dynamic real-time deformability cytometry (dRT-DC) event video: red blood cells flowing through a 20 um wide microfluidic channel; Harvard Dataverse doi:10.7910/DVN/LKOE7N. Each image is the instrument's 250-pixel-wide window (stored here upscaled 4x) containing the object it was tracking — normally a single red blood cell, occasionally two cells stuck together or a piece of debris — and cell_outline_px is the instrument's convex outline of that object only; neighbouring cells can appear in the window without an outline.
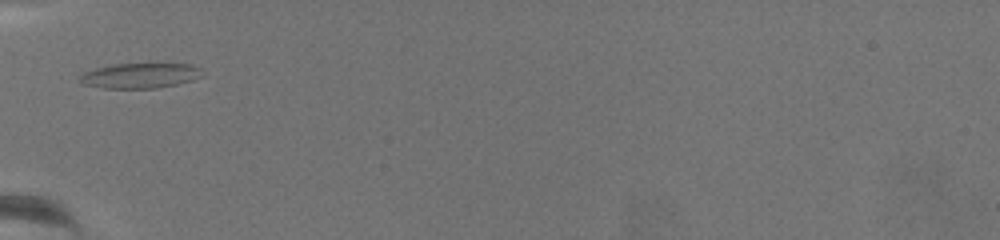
{"species": "common noctule bat (a hibernating species)", "species_latin": "Nyctalus noctula", "temperature_condition": "warm", "stored_images_in_passage": 37, "camera_frame_rate_fps": 3000, "um_per_image_px": 0.085, "animal": {"sex": "female", "body_mass_g": 19.5, "forearm_length_mm": 54.1}, "frame": {"image": 1, "passage_image": 1, "time_ms": 0.0, "image_size_px": [1000, 240], "cell_outline_px": [[200, 76], [192, 80], [176, 84], [156, 88], [100, 88], [80, 84], [76, 80], [84, 72], [96, 68], [112, 64], [192, 64], [200, 68]], "centroid_in_image_um": [11.81, 6.43], "position_along_channel_um": 73.2, "area_um2": 17.92}, "authors_computed_cell_mechanics": {"area_um2": 16.4152, "velocity_mm_per_s": 3.0986, "shape_relaxation_time_tau1_ms": null, "shape_relaxation_time_tau2_ms": 2.7867, "deformation_change_tau1": null, "deformation_change_tau2": 0.096}}